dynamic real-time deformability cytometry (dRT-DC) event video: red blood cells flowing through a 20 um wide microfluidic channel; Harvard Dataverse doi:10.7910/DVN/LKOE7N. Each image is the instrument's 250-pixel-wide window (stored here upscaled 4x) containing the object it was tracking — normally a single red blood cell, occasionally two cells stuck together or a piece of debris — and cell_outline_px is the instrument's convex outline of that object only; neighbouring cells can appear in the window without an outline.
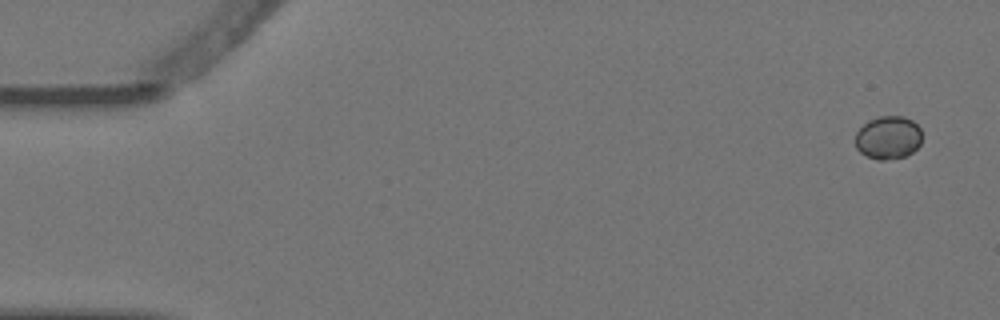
{"species": "Egyptian fruit bat (a non-hibernating species)", "species_latin": "Rousettus aegyptiacus", "temperature_condition": "warm", "stored_images_in_passage": 5, "camera_frame_rate_fps": 3000, "um_per_image_px": 0.085, "animal": {"sex": "female"}, "frame": {"image": 1, "passage_image": 1, "time_ms": 0.0, "image_size_px": [1000, 320], "cell_outline_px": [[920, 144], [912, 152], [904, 156], [884, 160], [876, 160], [860, 152], [856, 148], [856, 132], [868, 120], [880, 116], [904, 116], [912, 120], [920, 128]], "centroid_in_image_um": [75.48, 11.68], "position_along_channel_um": 9.5, "area_um2": 16.65}}
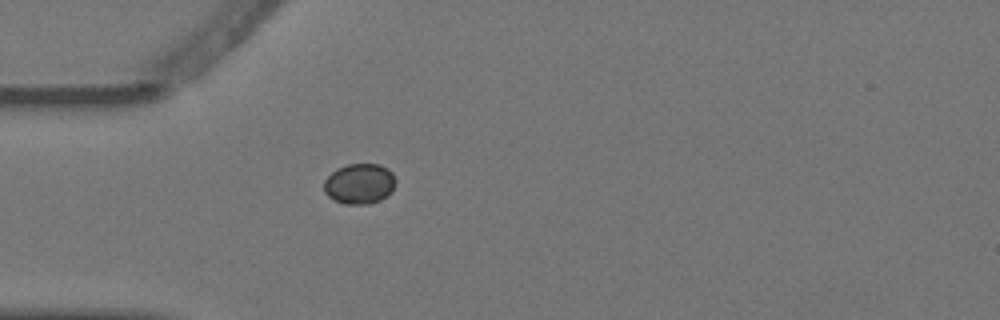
{"frame": {"image": 2, "passage_image": 5, "time_ms": 1.333, "image_size_px": [1000, 320], "cell_outline_px": [[396, 184], [392, 192], [380, 200], [368, 204], [344, 204], [328, 196], [324, 192], [324, 180], [336, 168], [348, 164], [380, 164], [392, 172], [396, 180]], "centroid_in_image_um": [30.57, 15.61], "position_along_channel_um": 54.4, "area_um2": 16.99}}